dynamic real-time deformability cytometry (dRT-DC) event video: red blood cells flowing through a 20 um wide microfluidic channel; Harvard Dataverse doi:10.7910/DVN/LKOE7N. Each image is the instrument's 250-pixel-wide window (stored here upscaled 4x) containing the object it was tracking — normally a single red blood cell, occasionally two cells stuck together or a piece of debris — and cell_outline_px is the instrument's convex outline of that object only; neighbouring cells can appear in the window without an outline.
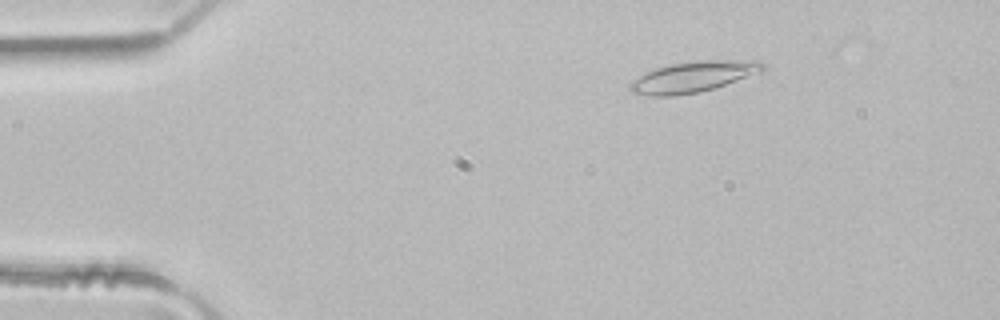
{"species": "common noctule bat (a hibernating species)", "species_latin": "Nyctalus noctula", "temperature_condition": "room temperature", "stored_images_in_passage": 45, "camera_frame_rate_fps": 3000, "um_per_image_px": 0.085, "animal": {"sex": "male", "body_mass_g": 21.5, "forearm_length_mm": 52.0}, "frame": {"image": 1, "passage_image": 8, "time_ms": 2.333, "image_size_px": [1000, 320], "cell_outline_px": [[764, 68], [760, 72], [700, 92], [672, 96], [652, 96], [632, 92], [628, 88], [628, 84], [632, 80], [656, 68], [672, 64], [692, 60], [760, 60], [764, 64]], "centroid_in_image_um": [58.9, 6.52], "position_along_channel_um": 26.1, "area_um2": 23.58}}
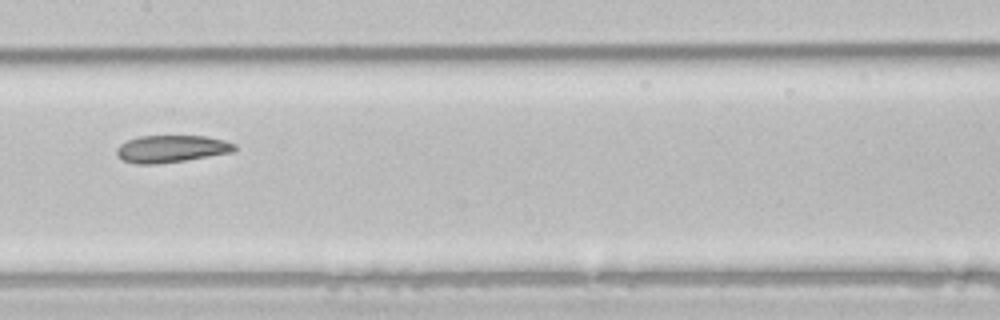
{"frame": {"image": 2, "passage_image": 25, "time_ms": 8.0, "image_size_px": [1000, 320], "cell_outline_px": [[236, 148], [232, 152], [184, 160], [156, 164], [136, 164], [120, 160], [116, 156], [116, 148], [120, 144], [128, 140], [140, 136], [204, 136], [224, 140], [236, 144]], "centroid_in_image_um": [14.51, 12.65], "position_along_channel_um": 192.9, "area_um2": 18.67}}
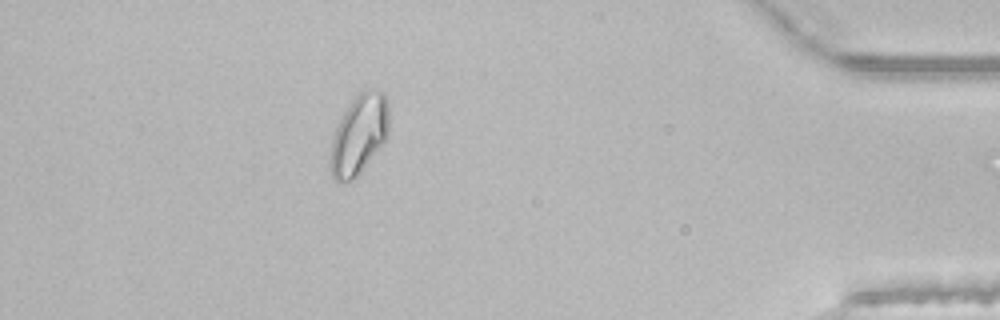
{"frame": {"image": 3, "passage_image": 44, "time_ms": 14.333, "image_size_px": [1000, 320], "cell_outline_px": [[388, 136], [356, 176], [352, 180], [340, 184], [332, 176], [328, 164], [328, 160], [332, 136], [344, 112], [352, 100], [360, 92], [372, 88], [380, 88], [384, 92], [388, 100]], "centroid_in_image_um": [30.49, 11.42], "position_along_channel_um": 404.7, "area_um2": 27.34}, "authors_computed_cell_mechanics": {"area_um2": 21.5016, "velocity_mm_per_s": 4.1268, "shape_relaxation_time_tau1_ms": null, "shape_relaxation_time_tau2_ms": 6.4893, "deformation_change_tau1": null, "deformation_change_tau2": 0.1131}}